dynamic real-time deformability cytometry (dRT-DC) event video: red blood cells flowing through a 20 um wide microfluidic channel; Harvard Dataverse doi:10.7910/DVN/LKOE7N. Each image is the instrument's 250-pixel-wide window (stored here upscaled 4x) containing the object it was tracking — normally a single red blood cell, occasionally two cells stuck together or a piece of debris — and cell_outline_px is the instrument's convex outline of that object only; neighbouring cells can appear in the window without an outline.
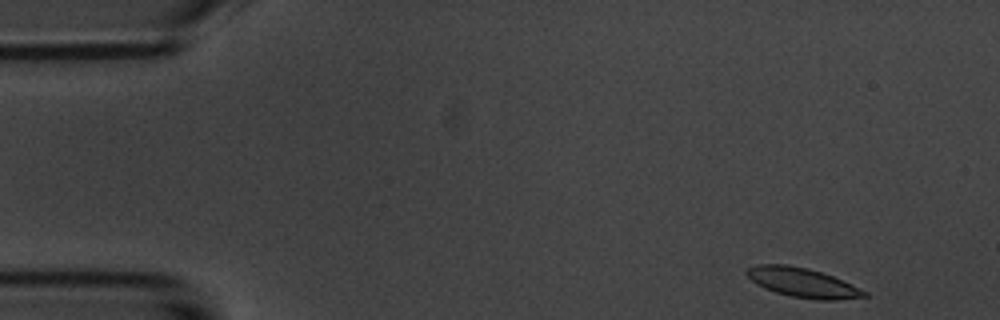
{"species": "common noctule bat (a hibernating species)", "species_latin": "Nyctalus noctula", "temperature_condition": "room temperature", "stored_images_in_passage": 4, "camera_frame_rate_fps": 3000, "um_per_image_px": 0.085, "animal": {"sex": "male", "body_mass_g": 20.1, "forearm_length_mm": 53.5}, "frame": {"image": 1, "passage_image": 1, "time_ms": 0.0, "image_size_px": [1000, 320], "cell_outline_px": [[872, 296], [836, 300], [816, 300], [792, 296], [776, 292], [764, 288], [756, 284], [744, 272], [748, 268], [756, 264], [788, 264], [808, 268], [832, 276], [868, 292]], "centroid_in_image_um": [68.22, 24.02], "position_along_channel_um": 16.8, "area_um2": 20.11}}
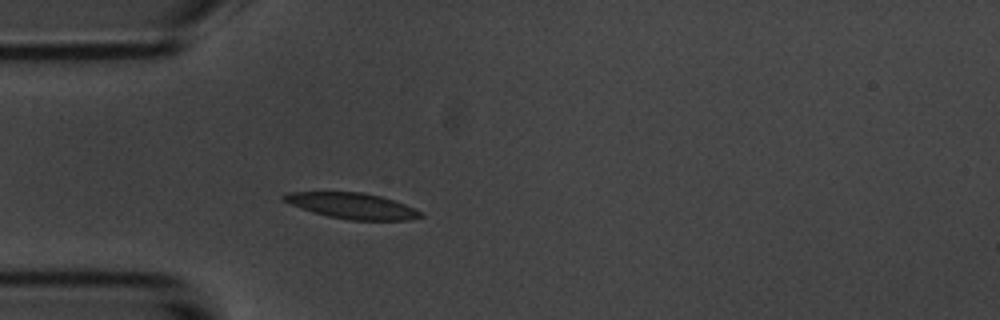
{"frame": {"image": 2, "passage_image": 4, "time_ms": 3.667, "image_size_px": [1000, 320], "cell_outline_px": [[424, 216], [408, 220], [348, 220], [328, 216], [312, 212], [280, 200], [280, 196], [288, 192], [360, 192], [380, 196], [404, 204], [424, 212]], "centroid_in_image_um": [29.92, 17.5], "position_along_channel_um": 55.1, "area_um2": 20.58}}